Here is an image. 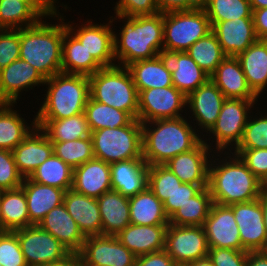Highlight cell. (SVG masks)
<instances>
[{"mask_svg":"<svg viewBox=\"0 0 267 266\" xmlns=\"http://www.w3.org/2000/svg\"><path fill=\"white\" fill-rule=\"evenodd\" d=\"M111 20L114 24L123 21L119 33L114 31L113 34L116 65L126 67L135 61L155 58L163 49V13L134 17L111 16Z\"/></svg>","mask_w":267,"mask_h":266,"instance_id":"7a4b0ae2","label":"cell"},{"mask_svg":"<svg viewBox=\"0 0 267 266\" xmlns=\"http://www.w3.org/2000/svg\"><path fill=\"white\" fill-rule=\"evenodd\" d=\"M203 9L211 26L216 22L252 18L249 0H205Z\"/></svg>","mask_w":267,"mask_h":266,"instance_id":"7bdbcfd3","label":"cell"},{"mask_svg":"<svg viewBox=\"0 0 267 266\" xmlns=\"http://www.w3.org/2000/svg\"><path fill=\"white\" fill-rule=\"evenodd\" d=\"M229 206L233 210L244 251H264L267 245V233L259 200Z\"/></svg>","mask_w":267,"mask_h":266,"instance_id":"2e32d148","label":"cell"},{"mask_svg":"<svg viewBox=\"0 0 267 266\" xmlns=\"http://www.w3.org/2000/svg\"><path fill=\"white\" fill-rule=\"evenodd\" d=\"M158 56L172 74L173 86L186 97L210 79V76L186 51H171L163 48Z\"/></svg>","mask_w":267,"mask_h":266,"instance_id":"ac0fdd59","label":"cell"},{"mask_svg":"<svg viewBox=\"0 0 267 266\" xmlns=\"http://www.w3.org/2000/svg\"><path fill=\"white\" fill-rule=\"evenodd\" d=\"M42 17L26 2L0 0V29H22L38 23Z\"/></svg>","mask_w":267,"mask_h":266,"instance_id":"b9f144b4","label":"cell"},{"mask_svg":"<svg viewBox=\"0 0 267 266\" xmlns=\"http://www.w3.org/2000/svg\"><path fill=\"white\" fill-rule=\"evenodd\" d=\"M0 233H4V221L1 214V203H0Z\"/></svg>","mask_w":267,"mask_h":266,"instance_id":"03108f58","label":"cell"},{"mask_svg":"<svg viewBox=\"0 0 267 266\" xmlns=\"http://www.w3.org/2000/svg\"><path fill=\"white\" fill-rule=\"evenodd\" d=\"M28 178L34 182L67 191L72 189L73 168L53 153Z\"/></svg>","mask_w":267,"mask_h":266,"instance_id":"ab89813d","label":"cell"},{"mask_svg":"<svg viewBox=\"0 0 267 266\" xmlns=\"http://www.w3.org/2000/svg\"><path fill=\"white\" fill-rule=\"evenodd\" d=\"M203 227L209 248L244 250L233 210L229 205L213 203Z\"/></svg>","mask_w":267,"mask_h":266,"instance_id":"d6986e66","label":"cell"},{"mask_svg":"<svg viewBox=\"0 0 267 266\" xmlns=\"http://www.w3.org/2000/svg\"><path fill=\"white\" fill-rule=\"evenodd\" d=\"M51 142L74 141L91 136L85 113L63 119H35Z\"/></svg>","mask_w":267,"mask_h":266,"instance_id":"d590c367","label":"cell"},{"mask_svg":"<svg viewBox=\"0 0 267 266\" xmlns=\"http://www.w3.org/2000/svg\"><path fill=\"white\" fill-rule=\"evenodd\" d=\"M163 25V48L171 51H186L212 31L203 8L163 13Z\"/></svg>","mask_w":267,"mask_h":266,"instance_id":"9c48e42d","label":"cell"},{"mask_svg":"<svg viewBox=\"0 0 267 266\" xmlns=\"http://www.w3.org/2000/svg\"><path fill=\"white\" fill-rule=\"evenodd\" d=\"M251 90L258 96L267 87V40L258 39L236 56Z\"/></svg>","mask_w":267,"mask_h":266,"instance_id":"4dcf8cb0","label":"cell"},{"mask_svg":"<svg viewBox=\"0 0 267 266\" xmlns=\"http://www.w3.org/2000/svg\"><path fill=\"white\" fill-rule=\"evenodd\" d=\"M84 113L91 132L104 128L114 129L123 127L129 125L134 120L128 112L100 103L90 97L85 106Z\"/></svg>","mask_w":267,"mask_h":266,"instance_id":"f35d334b","label":"cell"},{"mask_svg":"<svg viewBox=\"0 0 267 266\" xmlns=\"http://www.w3.org/2000/svg\"><path fill=\"white\" fill-rule=\"evenodd\" d=\"M102 235L116 236L130 224L129 198L110 190L97 198Z\"/></svg>","mask_w":267,"mask_h":266,"instance_id":"f546056e","label":"cell"},{"mask_svg":"<svg viewBox=\"0 0 267 266\" xmlns=\"http://www.w3.org/2000/svg\"><path fill=\"white\" fill-rule=\"evenodd\" d=\"M225 98L260 100L249 87L237 57L227 56L210 76Z\"/></svg>","mask_w":267,"mask_h":266,"instance_id":"d4e9b609","label":"cell"},{"mask_svg":"<svg viewBox=\"0 0 267 266\" xmlns=\"http://www.w3.org/2000/svg\"><path fill=\"white\" fill-rule=\"evenodd\" d=\"M215 154L202 140L192 150L180 153L164 165L168 167L182 183L196 184L201 188L208 187L209 165Z\"/></svg>","mask_w":267,"mask_h":266,"instance_id":"e0dca14e","label":"cell"},{"mask_svg":"<svg viewBox=\"0 0 267 266\" xmlns=\"http://www.w3.org/2000/svg\"><path fill=\"white\" fill-rule=\"evenodd\" d=\"M111 187L125 197H132L148 187L149 165L143 158L110 164Z\"/></svg>","mask_w":267,"mask_h":266,"instance_id":"603a6c76","label":"cell"},{"mask_svg":"<svg viewBox=\"0 0 267 266\" xmlns=\"http://www.w3.org/2000/svg\"><path fill=\"white\" fill-rule=\"evenodd\" d=\"M249 2L252 10L267 8V0H249Z\"/></svg>","mask_w":267,"mask_h":266,"instance_id":"e7e4bbea","label":"cell"},{"mask_svg":"<svg viewBox=\"0 0 267 266\" xmlns=\"http://www.w3.org/2000/svg\"><path fill=\"white\" fill-rule=\"evenodd\" d=\"M187 97L176 87L151 88L138 92L137 119L141 123L186 116Z\"/></svg>","mask_w":267,"mask_h":266,"instance_id":"30bf717a","label":"cell"},{"mask_svg":"<svg viewBox=\"0 0 267 266\" xmlns=\"http://www.w3.org/2000/svg\"><path fill=\"white\" fill-rule=\"evenodd\" d=\"M52 144L53 153L73 169L95 158L91 136Z\"/></svg>","mask_w":267,"mask_h":266,"instance_id":"ee69618b","label":"cell"},{"mask_svg":"<svg viewBox=\"0 0 267 266\" xmlns=\"http://www.w3.org/2000/svg\"><path fill=\"white\" fill-rule=\"evenodd\" d=\"M205 0H157L159 13L203 8Z\"/></svg>","mask_w":267,"mask_h":266,"instance_id":"11a10c76","label":"cell"},{"mask_svg":"<svg viewBox=\"0 0 267 266\" xmlns=\"http://www.w3.org/2000/svg\"><path fill=\"white\" fill-rule=\"evenodd\" d=\"M45 266H82L81 258L78 252H70L63 259Z\"/></svg>","mask_w":267,"mask_h":266,"instance_id":"91938a15","label":"cell"},{"mask_svg":"<svg viewBox=\"0 0 267 266\" xmlns=\"http://www.w3.org/2000/svg\"><path fill=\"white\" fill-rule=\"evenodd\" d=\"M14 107L15 103H0V149L12 151L36 126L34 116L29 125Z\"/></svg>","mask_w":267,"mask_h":266,"instance_id":"836d02e7","label":"cell"},{"mask_svg":"<svg viewBox=\"0 0 267 266\" xmlns=\"http://www.w3.org/2000/svg\"><path fill=\"white\" fill-rule=\"evenodd\" d=\"M90 98L128 112L134 119L138 114V92L126 67H103L89 76Z\"/></svg>","mask_w":267,"mask_h":266,"instance_id":"8992f818","label":"cell"},{"mask_svg":"<svg viewBox=\"0 0 267 266\" xmlns=\"http://www.w3.org/2000/svg\"><path fill=\"white\" fill-rule=\"evenodd\" d=\"M20 58V29H0V70Z\"/></svg>","mask_w":267,"mask_h":266,"instance_id":"681fc988","label":"cell"},{"mask_svg":"<svg viewBox=\"0 0 267 266\" xmlns=\"http://www.w3.org/2000/svg\"><path fill=\"white\" fill-rule=\"evenodd\" d=\"M0 264L2 266H28L17 235L12 231L0 233Z\"/></svg>","mask_w":267,"mask_h":266,"instance_id":"7dc6e473","label":"cell"},{"mask_svg":"<svg viewBox=\"0 0 267 266\" xmlns=\"http://www.w3.org/2000/svg\"><path fill=\"white\" fill-rule=\"evenodd\" d=\"M181 184L180 179L165 165L149 166L148 188L162 203Z\"/></svg>","mask_w":267,"mask_h":266,"instance_id":"f6af8a7d","label":"cell"},{"mask_svg":"<svg viewBox=\"0 0 267 266\" xmlns=\"http://www.w3.org/2000/svg\"><path fill=\"white\" fill-rule=\"evenodd\" d=\"M258 200L260 202V205L262 207L263 210V222L265 225V230L267 233V188L264 187L261 190L260 196L258 197Z\"/></svg>","mask_w":267,"mask_h":266,"instance_id":"6125c7cd","label":"cell"},{"mask_svg":"<svg viewBox=\"0 0 267 266\" xmlns=\"http://www.w3.org/2000/svg\"><path fill=\"white\" fill-rule=\"evenodd\" d=\"M45 81L37 69L19 58L0 70V103L17 104L21 93L43 86Z\"/></svg>","mask_w":267,"mask_h":266,"instance_id":"ffe728a7","label":"cell"},{"mask_svg":"<svg viewBox=\"0 0 267 266\" xmlns=\"http://www.w3.org/2000/svg\"><path fill=\"white\" fill-rule=\"evenodd\" d=\"M115 15L134 17L159 13L157 0H118L113 8Z\"/></svg>","mask_w":267,"mask_h":266,"instance_id":"816d5d0a","label":"cell"},{"mask_svg":"<svg viewBox=\"0 0 267 266\" xmlns=\"http://www.w3.org/2000/svg\"><path fill=\"white\" fill-rule=\"evenodd\" d=\"M103 67L88 54L84 45L67 29L64 22L62 73L91 76Z\"/></svg>","mask_w":267,"mask_h":266,"instance_id":"1f68e13d","label":"cell"},{"mask_svg":"<svg viewBox=\"0 0 267 266\" xmlns=\"http://www.w3.org/2000/svg\"><path fill=\"white\" fill-rule=\"evenodd\" d=\"M212 31L226 56L236 57L259 39L255 32L253 18L216 22L212 26Z\"/></svg>","mask_w":267,"mask_h":266,"instance_id":"7402d4cb","label":"cell"},{"mask_svg":"<svg viewBox=\"0 0 267 266\" xmlns=\"http://www.w3.org/2000/svg\"><path fill=\"white\" fill-rule=\"evenodd\" d=\"M225 99L210 79L187 96L186 108L188 109L186 110L189 111L186 115L191 112L188 119L192 118L191 123L196 124L193 126L199 127L198 133L201 136L205 137V133L207 134L215 125Z\"/></svg>","mask_w":267,"mask_h":266,"instance_id":"9a60e30c","label":"cell"},{"mask_svg":"<svg viewBox=\"0 0 267 266\" xmlns=\"http://www.w3.org/2000/svg\"><path fill=\"white\" fill-rule=\"evenodd\" d=\"M134 266H179L165 250L136 257Z\"/></svg>","mask_w":267,"mask_h":266,"instance_id":"9f6ffc18","label":"cell"},{"mask_svg":"<svg viewBox=\"0 0 267 266\" xmlns=\"http://www.w3.org/2000/svg\"><path fill=\"white\" fill-rule=\"evenodd\" d=\"M164 250L179 266L207 257L209 245L204 227L169 224Z\"/></svg>","mask_w":267,"mask_h":266,"instance_id":"8fae6325","label":"cell"},{"mask_svg":"<svg viewBox=\"0 0 267 266\" xmlns=\"http://www.w3.org/2000/svg\"><path fill=\"white\" fill-rule=\"evenodd\" d=\"M0 203L4 232L33 225L29 220L26 195L21 187L0 191Z\"/></svg>","mask_w":267,"mask_h":266,"instance_id":"8d00e7d4","label":"cell"},{"mask_svg":"<svg viewBox=\"0 0 267 266\" xmlns=\"http://www.w3.org/2000/svg\"><path fill=\"white\" fill-rule=\"evenodd\" d=\"M72 189L85 196L99 198L112 189L110 164L92 159L73 169Z\"/></svg>","mask_w":267,"mask_h":266,"instance_id":"484cf974","label":"cell"},{"mask_svg":"<svg viewBox=\"0 0 267 266\" xmlns=\"http://www.w3.org/2000/svg\"><path fill=\"white\" fill-rule=\"evenodd\" d=\"M182 266H214V264L212 260L207 256L205 258L198 259Z\"/></svg>","mask_w":267,"mask_h":266,"instance_id":"be15d7a7","label":"cell"},{"mask_svg":"<svg viewBox=\"0 0 267 266\" xmlns=\"http://www.w3.org/2000/svg\"><path fill=\"white\" fill-rule=\"evenodd\" d=\"M52 19L58 23L42 18L35 25L20 29V59L37 69L45 79L62 73L65 20L59 10Z\"/></svg>","mask_w":267,"mask_h":266,"instance_id":"277c9868","label":"cell"},{"mask_svg":"<svg viewBox=\"0 0 267 266\" xmlns=\"http://www.w3.org/2000/svg\"><path fill=\"white\" fill-rule=\"evenodd\" d=\"M252 18L257 37L267 40V8L252 10Z\"/></svg>","mask_w":267,"mask_h":266,"instance_id":"680465c9","label":"cell"},{"mask_svg":"<svg viewBox=\"0 0 267 266\" xmlns=\"http://www.w3.org/2000/svg\"><path fill=\"white\" fill-rule=\"evenodd\" d=\"M63 204L85 238L102 235V220L97 198L70 189L64 193Z\"/></svg>","mask_w":267,"mask_h":266,"instance_id":"4316f807","label":"cell"},{"mask_svg":"<svg viewBox=\"0 0 267 266\" xmlns=\"http://www.w3.org/2000/svg\"><path fill=\"white\" fill-rule=\"evenodd\" d=\"M82 266H134L136 256L116 236L86 237L78 252Z\"/></svg>","mask_w":267,"mask_h":266,"instance_id":"5bb4252c","label":"cell"},{"mask_svg":"<svg viewBox=\"0 0 267 266\" xmlns=\"http://www.w3.org/2000/svg\"><path fill=\"white\" fill-rule=\"evenodd\" d=\"M28 266H45L63 259L70 251L38 225L13 231Z\"/></svg>","mask_w":267,"mask_h":266,"instance_id":"7c38bea8","label":"cell"},{"mask_svg":"<svg viewBox=\"0 0 267 266\" xmlns=\"http://www.w3.org/2000/svg\"><path fill=\"white\" fill-rule=\"evenodd\" d=\"M23 179L16 167L12 151L0 149V191L21 187Z\"/></svg>","mask_w":267,"mask_h":266,"instance_id":"c3c4849f","label":"cell"},{"mask_svg":"<svg viewBox=\"0 0 267 266\" xmlns=\"http://www.w3.org/2000/svg\"><path fill=\"white\" fill-rule=\"evenodd\" d=\"M91 138L94 157L106 163L143 158L142 123L138 119L123 127L92 131Z\"/></svg>","mask_w":267,"mask_h":266,"instance_id":"52a82bcc","label":"cell"},{"mask_svg":"<svg viewBox=\"0 0 267 266\" xmlns=\"http://www.w3.org/2000/svg\"><path fill=\"white\" fill-rule=\"evenodd\" d=\"M28 3L43 19H50L58 12L59 0H20ZM57 3V4H56Z\"/></svg>","mask_w":267,"mask_h":266,"instance_id":"6f0895ef","label":"cell"},{"mask_svg":"<svg viewBox=\"0 0 267 266\" xmlns=\"http://www.w3.org/2000/svg\"><path fill=\"white\" fill-rule=\"evenodd\" d=\"M202 188L196 184L182 183L163 203L165 212L170 217L182 205L190 201Z\"/></svg>","mask_w":267,"mask_h":266,"instance_id":"db71d44e","label":"cell"},{"mask_svg":"<svg viewBox=\"0 0 267 266\" xmlns=\"http://www.w3.org/2000/svg\"><path fill=\"white\" fill-rule=\"evenodd\" d=\"M12 153L18 172L26 178L53 154V144L46 133L35 126Z\"/></svg>","mask_w":267,"mask_h":266,"instance_id":"44dd1931","label":"cell"},{"mask_svg":"<svg viewBox=\"0 0 267 266\" xmlns=\"http://www.w3.org/2000/svg\"><path fill=\"white\" fill-rule=\"evenodd\" d=\"M109 21L101 24L93 20H87V22H81V25H74L73 22H65L67 29L84 45L88 54H91L93 58L102 67H112L116 65L114 57V42L113 34L114 28L111 27V17ZM71 22V24H70ZM75 27V28H74Z\"/></svg>","mask_w":267,"mask_h":266,"instance_id":"4fadbf2b","label":"cell"},{"mask_svg":"<svg viewBox=\"0 0 267 266\" xmlns=\"http://www.w3.org/2000/svg\"><path fill=\"white\" fill-rule=\"evenodd\" d=\"M257 102L258 100L226 98L215 125L205 135L206 137H203V141L214 152L233 151L243 137L250 111L257 109L255 108Z\"/></svg>","mask_w":267,"mask_h":266,"instance_id":"ba28073f","label":"cell"},{"mask_svg":"<svg viewBox=\"0 0 267 266\" xmlns=\"http://www.w3.org/2000/svg\"><path fill=\"white\" fill-rule=\"evenodd\" d=\"M264 252L267 254V245H266V248L264 249Z\"/></svg>","mask_w":267,"mask_h":266,"instance_id":"003e7915","label":"cell"},{"mask_svg":"<svg viewBox=\"0 0 267 266\" xmlns=\"http://www.w3.org/2000/svg\"><path fill=\"white\" fill-rule=\"evenodd\" d=\"M38 226L59 240L70 252H79L85 241L84 235L63 203L51 209Z\"/></svg>","mask_w":267,"mask_h":266,"instance_id":"83f0119b","label":"cell"},{"mask_svg":"<svg viewBox=\"0 0 267 266\" xmlns=\"http://www.w3.org/2000/svg\"><path fill=\"white\" fill-rule=\"evenodd\" d=\"M188 120L183 116L142 123V156L149 166L164 165L203 140Z\"/></svg>","mask_w":267,"mask_h":266,"instance_id":"3957f363","label":"cell"},{"mask_svg":"<svg viewBox=\"0 0 267 266\" xmlns=\"http://www.w3.org/2000/svg\"><path fill=\"white\" fill-rule=\"evenodd\" d=\"M168 225L129 224L116 237L136 257L165 249Z\"/></svg>","mask_w":267,"mask_h":266,"instance_id":"cb8c5ba5","label":"cell"},{"mask_svg":"<svg viewBox=\"0 0 267 266\" xmlns=\"http://www.w3.org/2000/svg\"><path fill=\"white\" fill-rule=\"evenodd\" d=\"M264 187L239 155L232 151L213 154L208 175V189L213 203L232 205L250 202L258 199Z\"/></svg>","mask_w":267,"mask_h":266,"instance_id":"6da1fadb","label":"cell"},{"mask_svg":"<svg viewBox=\"0 0 267 266\" xmlns=\"http://www.w3.org/2000/svg\"><path fill=\"white\" fill-rule=\"evenodd\" d=\"M130 223L134 225H169L163 203L147 187L129 198Z\"/></svg>","mask_w":267,"mask_h":266,"instance_id":"d6a6232c","label":"cell"},{"mask_svg":"<svg viewBox=\"0 0 267 266\" xmlns=\"http://www.w3.org/2000/svg\"><path fill=\"white\" fill-rule=\"evenodd\" d=\"M247 266H267V254L264 251L248 252Z\"/></svg>","mask_w":267,"mask_h":266,"instance_id":"94428289","label":"cell"},{"mask_svg":"<svg viewBox=\"0 0 267 266\" xmlns=\"http://www.w3.org/2000/svg\"><path fill=\"white\" fill-rule=\"evenodd\" d=\"M21 188L26 195L29 220L33 225H38L51 209L63 203V189L34 182L28 177L23 179Z\"/></svg>","mask_w":267,"mask_h":266,"instance_id":"f1b7e54d","label":"cell"},{"mask_svg":"<svg viewBox=\"0 0 267 266\" xmlns=\"http://www.w3.org/2000/svg\"><path fill=\"white\" fill-rule=\"evenodd\" d=\"M234 154L245 162L248 169L265 185L267 183V148L234 149Z\"/></svg>","mask_w":267,"mask_h":266,"instance_id":"f907efd6","label":"cell"},{"mask_svg":"<svg viewBox=\"0 0 267 266\" xmlns=\"http://www.w3.org/2000/svg\"><path fill=\"white\" fill-rule=\"evenodd\" d=\"M249 115L241 141L235 149H264L267 148V111ZM255 116V117H253Z\"/></svg>","mask_w":267,"mask_h":266,"instance_id":"bcb514c9","label":"cell"},{"mask_svg":"<svg viewBox=\"0 0 267 266\" xmlns=\"http://www.w3.org/2000/svg\"><path fill=\"white\" fill-rule=\"evenodd\" d=\"M208 257L214 266H247L248 252L227 248H209Z\"/></svg>","mask_w":267,"mask_h":266,"instance_id":"f5cc1de1","label":"cell"},{"mask_svg":"<svg viewBox=\"0 0 267 266\" xmlns=\"http://www.w3.org/2000/svg\"><path fill=\"white\" fill-rule=\"evenodd\" d=\"M126 68L132 76L137 92L173 86L172 74L165 68L159 56L132 62Z\"/></svg>","mask_w":267,"mask_h":266,"instance_id":"e575fe53","label":"cell"},{"mask_svg":"<svg viewBox=\"0 0 267 266\" xmlns=\"http://www.w3.org/2000/svg\"><path fill=\"white\" fill-rule=\"evenodd\" d=\"M212 196L208 187L202 188L190 201L182 205L169 217V224L175 226H203L211 206Z\"/></svg>","mask_w":267,"mask_h":266,"instance_id":"74e56055","label":"cell"},{"mask_svg":"<svg viewBox=\"0 0 267 266\" xmlns=\"http://www.w3.org/2000/svg\"><path fill=\"white\" fill-rule=\"evenodd\" d=\"M186 53L211 76L218 65L227 57L213 31L197 40Z\"/></svg>","mask_w":267,"mask_h":266,"instance_id":"60d3db41","label":"cell"},{"mask_svg":"<svg viewBox=\"0 0 267 266\" xmlns=\"http://www.w3.org/2000/svg\"><path fill=\"white\" fill-rule=\"evenodd\" d=\"M44 85L45 98L35 119H63L84 113L90 97L88 76L59 73L46 79Z\"/></svg>","mask_w":267,"mask_h":266,"instance_id":"5b68a950","label":"cell"}]
</instances>
